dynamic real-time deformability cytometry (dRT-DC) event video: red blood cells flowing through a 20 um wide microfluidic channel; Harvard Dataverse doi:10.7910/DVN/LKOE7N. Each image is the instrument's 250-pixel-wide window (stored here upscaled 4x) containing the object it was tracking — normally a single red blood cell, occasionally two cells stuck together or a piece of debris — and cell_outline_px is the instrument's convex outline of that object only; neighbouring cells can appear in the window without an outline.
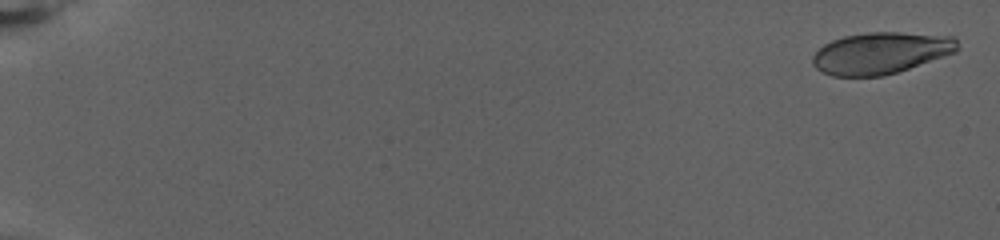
{"species": "human", "species_latin": "Homo sapiens", "temperature_condition": "warm", "stored_images_in_passage": 77, "camera_frame_rate_fps": 3000, "um_per_image_px": 0.085, "donor": {"sex": "female"}, "frame": {"image": 1, "passage_image": 2, "time_ms": 0.333, "image_size_px": [1000, 240], "cell_outline_px": [[960, 48], [956, 52], [884, 76], [832, 76], [816, 68], [812, 64], [812, 56], [824, 44], [832, 40], [844, 36], [868, 32], [900, 32], [952, 36], [956, 40]], "centroid_in_image_um": [74.86, 4.5], "position_along_channel_um": 10.1, "area_um2": 35.03}}
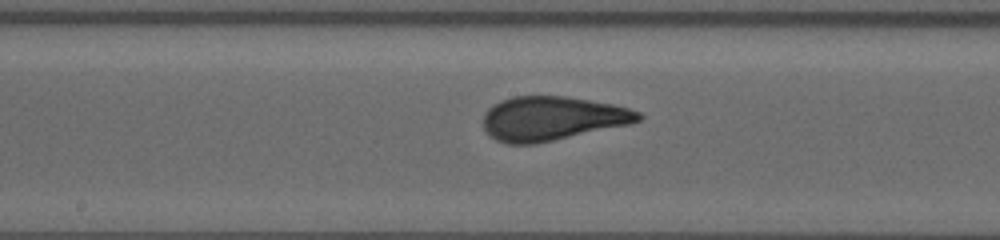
{"frame": {"image": 2, "passage_image": 44, "time_ms": 14.333, "image_size_px": [1000, 240], "cell_outline_px": [[644, 116], [640, 120], [628, 124], [536, 144], [508, 144], [496, 140], [488, 136], [484, 128], [484, 112], [492, 104], [500, 100], [512, 96], [568, 96], [612, 104], [628, 108], [640, 112]], "centroid_in_image_um": [46.88, 10.06], "position_along_channel_um": 201.3, "area_um2": 39.94}}
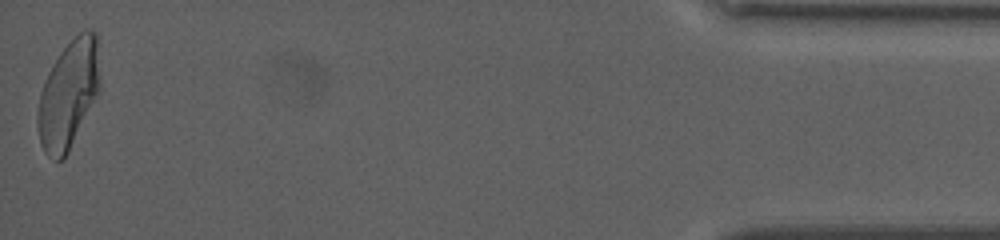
{"frame": {"image": 3, "passage_image": 77, "time_ms": 25.333, "image_size_px": [1000, 240], "cell_outline_px": [[100, 92], [68, 152], [60, 160], [52, 160], [44, 152], [40, 144], [36, 120], [36, 112], [40, 92], [48, 72], [60, 52], [84, 28], [88, 28], [96, 32], [100, 80]], "centroid_in_image_um": [5.82, 8.04], "position_along_channel_um": 429.4, "area_um2": 39.42}, "authors_computed_cell_mechanics": {"area_um2": 38.2058, "velocity_mm_per_s": 2.7819, "shape_relaxation_time_tau1_ms": 5.5863, "shape_relaxation_time_tau2_ms": null, "deformation_change_tau1": 0.2071, "deformation_change_tau2": null}}